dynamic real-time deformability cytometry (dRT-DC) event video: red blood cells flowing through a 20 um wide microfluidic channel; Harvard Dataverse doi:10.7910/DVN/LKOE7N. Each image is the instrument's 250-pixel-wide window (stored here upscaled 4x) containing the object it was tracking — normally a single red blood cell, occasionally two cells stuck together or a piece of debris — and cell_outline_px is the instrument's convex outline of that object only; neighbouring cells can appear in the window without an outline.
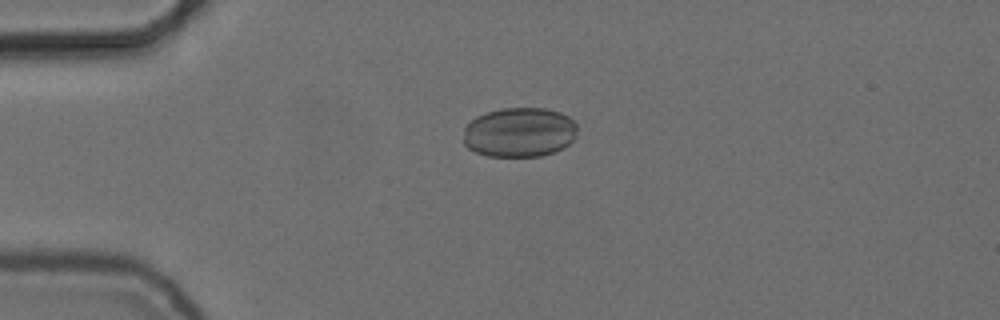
{"species": "common noctule bat (a hibernating species)", "species_latin": "Nyctalus noctula", "temperature_condition": "cold", "stored_images_in_passage": 55, "camera_frame_rate_fps": 3000, "um_per_image_px": 0.085, "animal": {"sex": "female", "body_mass_g": 24.6, "forearm_length_mm": 56.2}, "frame": {"image": 1, "passage_image": 14, "time_ms": 4.333, "image_size_px": [1000, 320], "cell_outline_px": [[576, 136], [564, 148], [540, 156], [488, 156], [476, 152], [468, 148], [464, 144], [464, 128], [476, 116], [488, 112], [504, 108], [544, 108], [560, 112], [568, 116], [576, 124]], "centroid_in_image_um": [44.15, 11.24], "position_along_channel_um": 40.8, "area_um2": 32.89}}
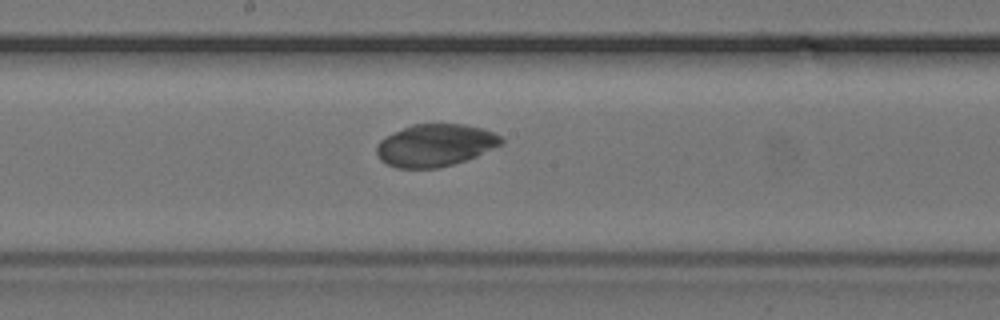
{"frame": {"image": 2, "passage_image": 30, "time_ms": 9.667, "image_size_px": [1000, 320], "cell_outline_px": [[504, 144], [476, 156], [440, 168], [396, 168], [380, 160], [376, 152], [376, 144], [380, 140], [412, 124], [464, 124], [480, 128], [492, 132], [500, 136], [504, 140]], "centroid_in_image_um": [37.0, 12.35], "position_along_channel_um": 211.2, "area_um2": 30.58}}
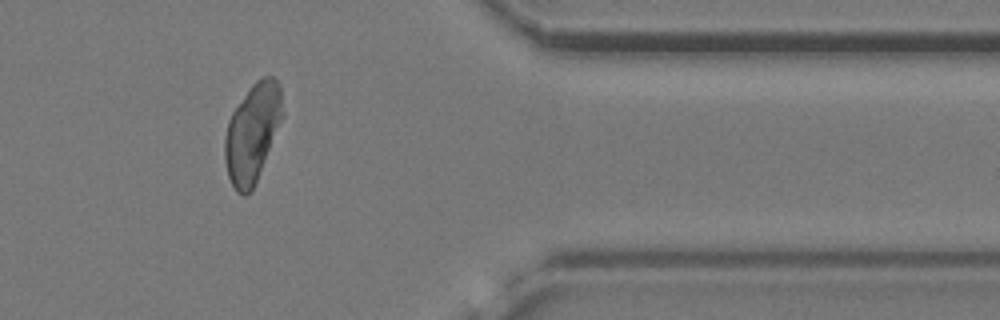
{"frame": {"image": 3, "passage_image": 46, "time_ms": 15.0, "image_size_px": [1000, 320], "cell_outline_px": [[284, 116], [252, 192], [244, 196], [236, 192], [228, 176], [224, 160], [224, 136], [228, 120], [232, 112], [252, 84], [260, 76], [272, 76], [280, 84]], "centroid_in_image_um": [21.46, 11.3], "position_along_channel_um": 389.9, "area_um2": 33.58}}